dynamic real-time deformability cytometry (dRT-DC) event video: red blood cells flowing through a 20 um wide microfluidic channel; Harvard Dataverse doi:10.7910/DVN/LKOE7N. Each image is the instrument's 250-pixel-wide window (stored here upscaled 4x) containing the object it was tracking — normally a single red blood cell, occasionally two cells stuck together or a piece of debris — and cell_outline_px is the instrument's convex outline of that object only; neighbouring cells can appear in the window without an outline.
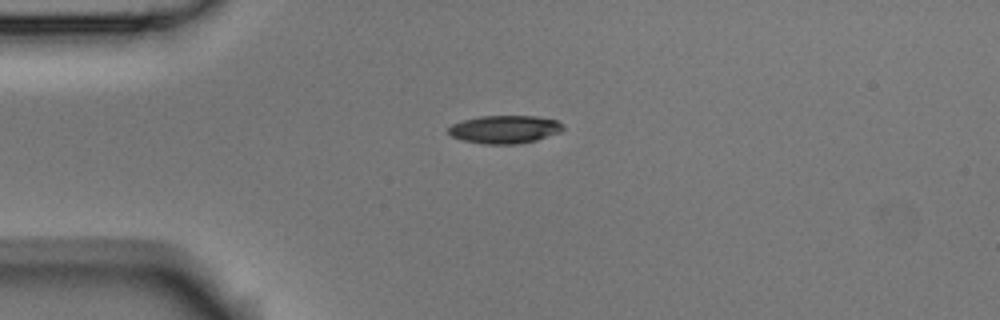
{"species": "Egyptian fruit bat (a non-hibernating species)", "species_latin": "Rousettus aegyptiacus", "temperature_condition": "room temperature", "stored_images_in_passage": 5, "camera_frame_rate_fps": 3000, "um_per_image_px": 0.085, "animal": {"sex": "male"}, "frame": {"image": 1, "passage_image": 5, "time_ms": 1.333, "image_size_px": [1000, 320], "cell_outline_px": [[564, 128], [560, 132], [536, 140], [516, 144], [484, 144], [464, 140], [452, 136], [448, 132], [448, 128], [452, 124], [460, 120], [480, 116], [536, 116], [556, 120], [564, 124]], "centroid_in_image_um": [42.9, 10.98], "position_along_channel_um": 42.1, "area_um2": 18.73}}